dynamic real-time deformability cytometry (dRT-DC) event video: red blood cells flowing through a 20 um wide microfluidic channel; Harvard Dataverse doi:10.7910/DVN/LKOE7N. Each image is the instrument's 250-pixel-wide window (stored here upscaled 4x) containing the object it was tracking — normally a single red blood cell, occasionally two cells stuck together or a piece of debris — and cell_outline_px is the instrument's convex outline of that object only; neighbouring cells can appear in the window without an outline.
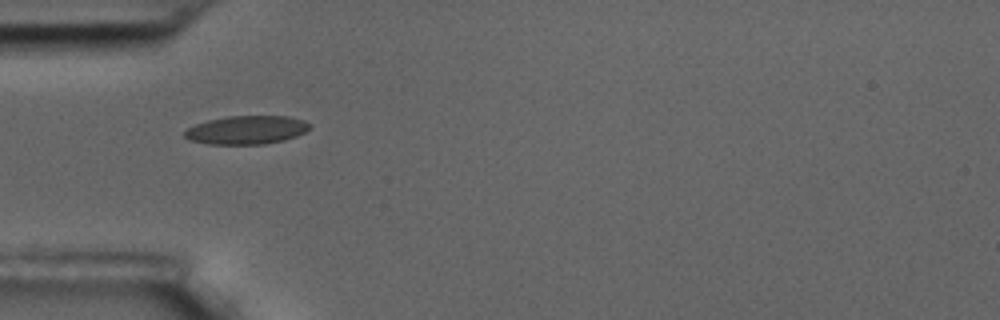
{"species": "common noctule bat (a hibernating species)", "species_latin": "Nyctalus noctula", "temperature_condition": "room temperature", "stored_images_in_passage": 7, "camera_frame_rate_fps": 3000, "um_per_image_px": 0.085, "animal": {"sex": "male", "body_mass_g": 17.5, "forearm_length_mm": 52.3}, "frame": {"image": 1, "passage_image": 6, "time_ms": 1.667, "image_size_px": [1000, 320], "cell_outline_px": [[312, 128], [296, 136], [284, 140], [264, 144], [208, 144], [188, 140], [184, 136], [184, 132], [188, 128], [196, 124], [208, 120], [228, 116], [288, 116], [304, 120], [312, 124]], "centroid_in_image_um": [20.98, 11.04], "position_along_channel_um": 64.0, "area_um2": 20.87}}